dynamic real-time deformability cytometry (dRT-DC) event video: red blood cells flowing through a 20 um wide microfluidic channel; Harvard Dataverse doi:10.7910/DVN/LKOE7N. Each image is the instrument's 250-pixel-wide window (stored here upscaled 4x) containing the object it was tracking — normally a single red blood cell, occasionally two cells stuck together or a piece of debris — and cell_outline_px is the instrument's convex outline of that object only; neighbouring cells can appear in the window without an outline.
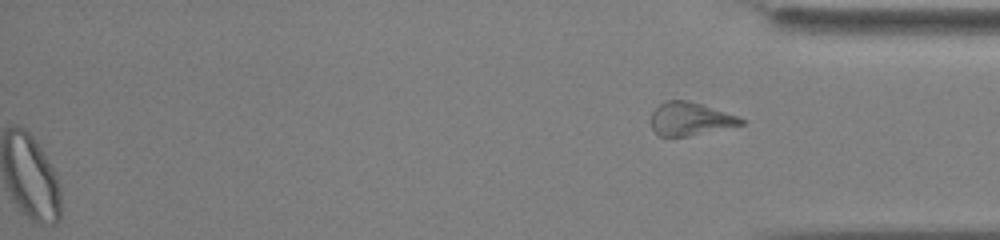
{"species": "common noctule bat (a hibernating species)", "species_latin": "Nyctalus noctula", "temperature_condition": "cold", "stored_images_in_passage": 43, "camera_frame_rate_fps": 3000, "um_per_image_px": 0.085, "animal": {"sex": "male", "body_mass_g": 13.0, "forearm_length_mm": 53.1}, "frame": {"image": 1, "passage_image": 43, "time_ms": 14.0, "image_size_px": [1000, 240], "cell_outline_px": [[744, 124], [688, 136], [660, 136], [652, 128], [652, 112], [660, 104], [668, 100], [684, 100], [700, 104], [736, 116], [744, 120]], "centroid_in_image_um": [58.64, 10.11], "position_along_channel_um": 376.6, "area_um2": 16.82}, "authors_computed_cell_mechanics": {"area_um2": 19.2474, "velocity_mm_per_s": 3.8834, "shape_relaxation_time_tau1_ms": 5.8947, "shape_relaxation_time_tau2_ms": 5.0209, "deformation_change_tau1": 0.0791, "deformation_change_tau2": 0.065}}